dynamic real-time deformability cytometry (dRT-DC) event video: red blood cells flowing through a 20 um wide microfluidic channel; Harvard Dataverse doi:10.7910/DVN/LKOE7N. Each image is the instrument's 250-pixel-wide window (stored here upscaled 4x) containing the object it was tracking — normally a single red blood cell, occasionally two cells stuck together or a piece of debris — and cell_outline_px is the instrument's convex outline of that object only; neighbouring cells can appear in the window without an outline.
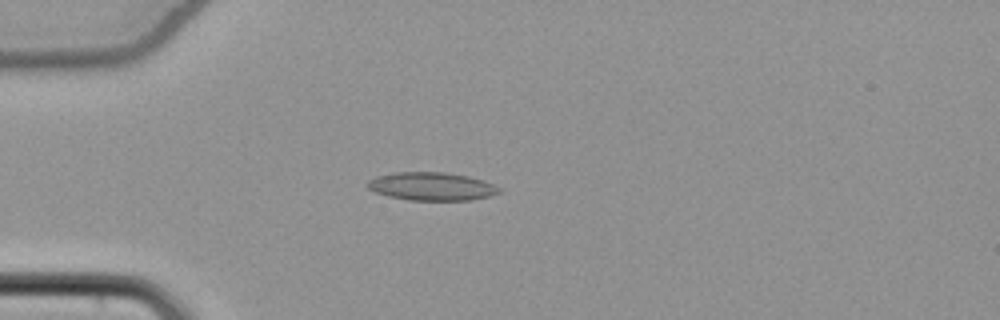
{"species": "common noctule bat (a hibernating species)", "species_latin": "Nyctalus noctula", "temperature_condition": "cold", "stored_images_in_passage": 38, "camera_frame_rate_fps": 3000, "um_per_image_px": 0.085, "animal": {"sex": "female", "body_mass_g": 22.7, "forearm_length_mm": 54.2}, "frame": {"image": 1, "passage_image": 6, "time_ms": 1.667, "image_size_px": [1000, 320], "cell_outline_px": [[504, 192], [472, 200], [408, 200], [388, 196], [376, 192], [368, 188], [368, 180], [376, 176], [392, 172], [448, 172], [468, 176], [484, 180], [500, 188]], "centroid_in_image_um": [36.71, 15.83], "position_along_channel_um": 48.3, "area_um2": 21.73}}
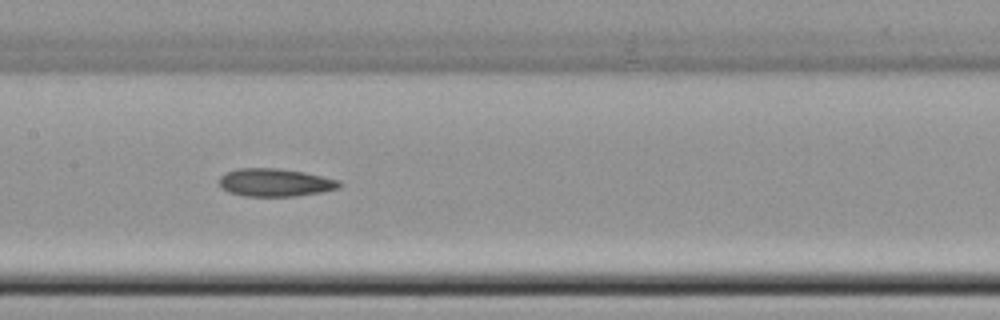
{"frame": {"image": 2, "passage_image": 18, "time_ms": 5.667, "image_size_px": [1000, 320], "cell_outline_px": [[344, 184], [340, 188], [320, 192], [296, 196], [244, 196], [228, 192], [220, 188], [220, 176], [228, 172], [240, 168], [280, 168], [304, 172], [340, 180]], "centroid_in_image_um": [23.41, 15.51], "position_along_channel_um": 184.0, "area_um2": 19.65}}
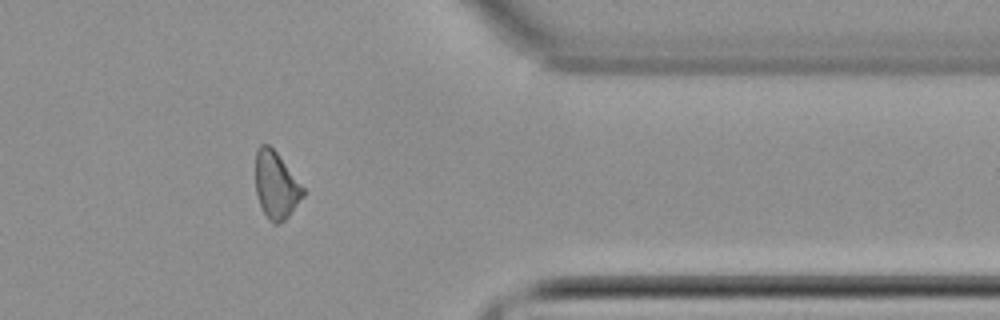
{"frame": {"image": 3, "passage_image": 35, "time_ms": 11.333, "image_size_px": [1000, 320], "cell_outline_px": [[304, 196], [288, 216], [284, 220], [276, 224], [272, 224], [268, 220], [260, 204], [256, 192], [256, 148], [260, 144], [268, 144], [276, 152], [304, 188]], "centroid_in_image_um": [23.45, 15.75], "position_along_channel_um": 387.9, "area_um2": 18.32}, "authors_computed_cell_mechanics": {"area_um2": 19.6231, "velocity_mm_per_s": 3.8656, "shape_relaxation_time_tau1_ms": 8.1615, "shape_relaxation_time_tau2_ms": null, "deformation_change_tau1": 0.1333, "deformation_change_tau2": null}}